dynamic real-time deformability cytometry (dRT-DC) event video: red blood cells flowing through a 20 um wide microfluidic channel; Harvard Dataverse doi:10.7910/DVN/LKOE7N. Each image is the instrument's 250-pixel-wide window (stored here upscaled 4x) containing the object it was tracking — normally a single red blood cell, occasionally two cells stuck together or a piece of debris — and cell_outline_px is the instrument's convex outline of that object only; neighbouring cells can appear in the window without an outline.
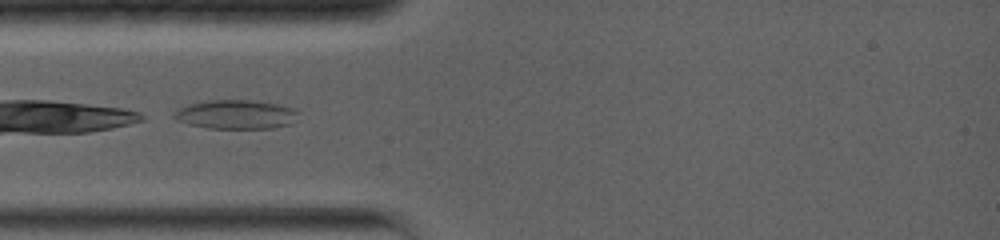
{"species": "common noctule bat (a hibernating species)", "species_latin": "Nyctalus noctula", "temperature_condition": "warm", "stored_images_in_passage": 2, "camera_frame_rate_fps": 5000, "um_per_image_px": 0.085, "animal": {"sex": "female", "body_mass_g": 19.0, "forearm_length_mm": 56.7}, "frame": {"image": 1, "passage_image": 1, "time_ms": 0.0, "image_size_px": [1000, 240], "cell_outline_px": [[300, 112], [292, 124], [272, 128], [208, 128], [188, 124], [176, 120], [172, 116], [172, 112], [188, 104], [208, 100], [252, 100], [280, 104], [292, 108]], "centroid_in_image_um": [20.05, 9.72], "position_along_channel_um": 64.9, "area_um2": 21.21}}